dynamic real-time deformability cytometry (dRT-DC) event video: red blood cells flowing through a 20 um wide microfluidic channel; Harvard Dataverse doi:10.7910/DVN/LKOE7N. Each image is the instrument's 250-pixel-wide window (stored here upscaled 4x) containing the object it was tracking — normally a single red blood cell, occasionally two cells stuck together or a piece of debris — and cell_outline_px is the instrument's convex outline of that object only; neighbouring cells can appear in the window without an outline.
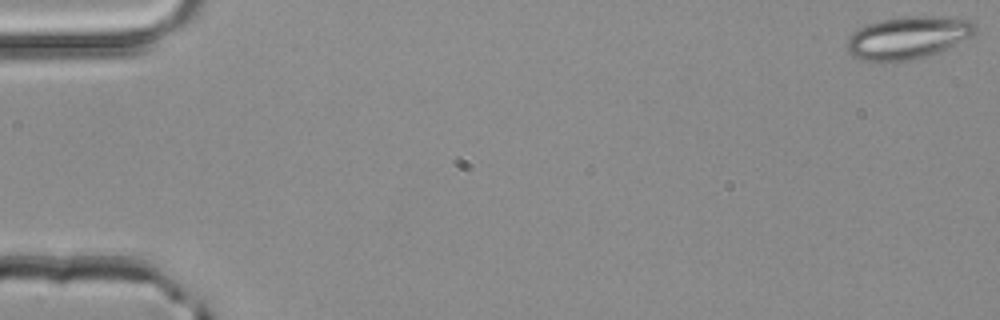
{"species": "common noctule bat (a hibernating species)", "species_latin": "Nyctalus noctula", "temperature_condition": "room temperature", "stored_images_in_passage": 10, "camera_frame_rate_fps": 3000, "um_per_image_px": 0.085, "animal": {"sex": "male", "body_mass_g": 20.4}, "frame": {"image": 1, "passage_image": 1, "time_ms": 0.0, "image_size_px": [1000, 320], "cell_outline_px": [[980, 28], [972, 36], [940, 52], [928, 56], [892, 64], [880, 64], [860, 60], [852, 56], [848, 52], [848, 36], [860, 28], [868, 24], [884, 20], [904, 16], [932, 16], [972, 20]], "centroid_in_image_um": [77.18, 3.25], "position_along_channel_um": 7.8, "area_um2": 32.48}}